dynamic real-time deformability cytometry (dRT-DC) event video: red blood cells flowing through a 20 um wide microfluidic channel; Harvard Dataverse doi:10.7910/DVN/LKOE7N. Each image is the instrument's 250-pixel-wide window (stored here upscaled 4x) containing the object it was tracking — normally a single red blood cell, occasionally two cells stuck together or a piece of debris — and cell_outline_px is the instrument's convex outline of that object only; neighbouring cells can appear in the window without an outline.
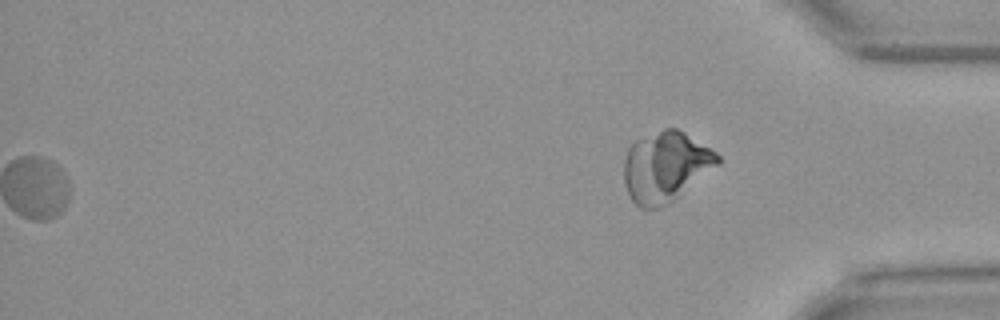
{"species": "Egyptian fruit bat (a non-hibernating species)", "species_latin": "Rousettus aegyptiacus", "temperature_condition": "warm", "stored_images_in_passage": 53, "segment_of_instrument_passage": [2, 2], "camera_frame_rate_fps": 3000, "um_per_image_px": 0.085, "animal": {"sex": "female"}, "frame": {"image": 1, "passage_image": 53, "time_ms": 17.333, "image_size_px": [1000, 320], "cell_outline_px": [[720, 164], [668, 204], [660, 208], [640, 208], [632, 200], [624, 184], [624, 160], [628, 148], [636, 140], [664, 128], [676, 128], [684, 132], [716, 152], [720, 156]], "centroid_in_image_um": [56.57, 14.17], "position_along_channel_um": 378.6, "area_um2": 38.21}}